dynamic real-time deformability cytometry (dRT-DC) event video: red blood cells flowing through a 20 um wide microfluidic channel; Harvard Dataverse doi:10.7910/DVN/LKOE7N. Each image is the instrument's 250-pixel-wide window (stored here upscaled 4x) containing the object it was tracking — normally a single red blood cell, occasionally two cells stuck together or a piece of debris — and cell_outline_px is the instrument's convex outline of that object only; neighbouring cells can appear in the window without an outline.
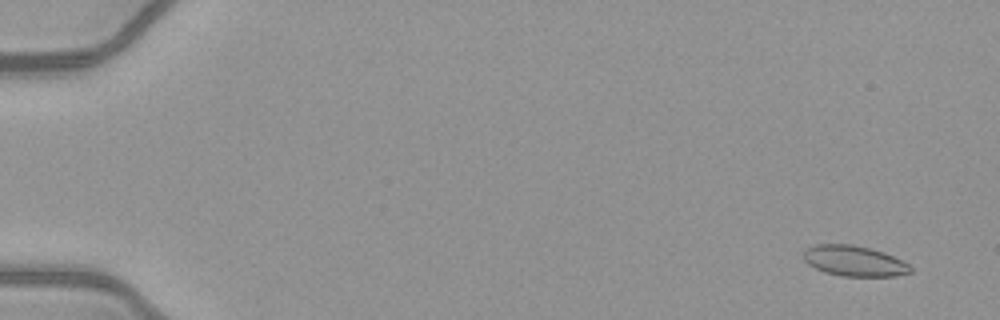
{"species": "common noctule bat (a hibernating species)", "species_latin": "Nyctalus noctula", "temperature_condition": "warm", "stored_images_in_passage": 53, "camera_frame_rate_fps": 3000, "um_per_image_px": 0.085, "animal": {"sex": "female", "body_mass_g": 21.9}, "frame": {"image": 1, "passage_image": 4, "time_ms": 1.0, "image_size_px": [1000, 320], "cell_outline_px": [[912, 272], [896, 276], [840, 276], [824, 272], [808, 264], [804, 260], [804, 248], [812, 244], [852, 244], [884, 252], [908, 264], [912, 268]], "centroid_in_image_um": [72.57, 22.17], "position_along_channel_um": 12.4, "area_um2": 19.07}}
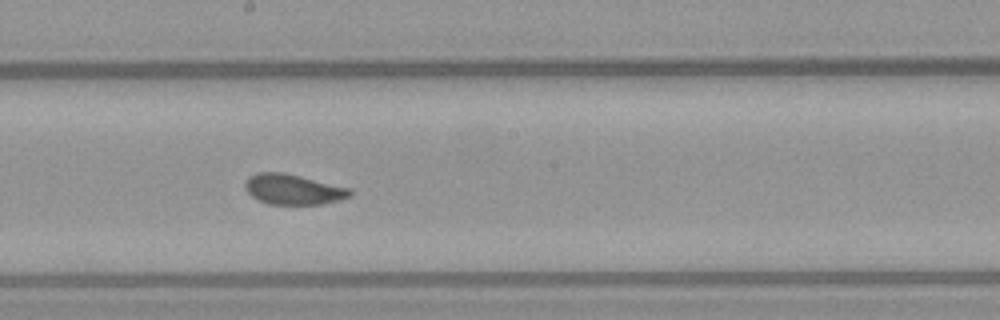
{"frame": {"image": 2, "passage_image": 31, "time_ms": 10.0, "image_size_px": [1000, 320], "cell_outline_px": [[352, 196], [320, 204], [268, 204], [252, 196], [244, 188], [244, 184], [248, 176], [256, 172], [284, 172], [348, 188], [352, 192]], "centroid_in_image_um": [24.86, 16.08], "position_along_channel_um": 223.3, "area_um2": 18.32}}
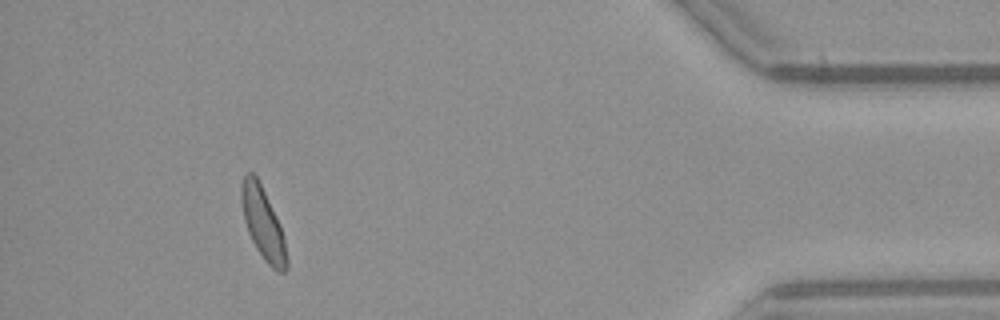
{"frame": {"image": 3, "passage_image": 49, "time_ms": 16.0, "image_size_px": [1000, 320], "cell_outline_px": [[288, 268], [284, 272], [280, 272], [272, 268], [264, 260], [256, 248], [248, 232], [244, 220], [240, 200], [240, 188], [244, 176], [248, 172], [252, 172], [256, 176], [280, 224], [284, 240], [288, 260]], "centroid_in_image_um": [22.34, 19.01], "position_along_channel_um": 412.9, "area_um2": 18.79}, "authors_computed_cell_mechanics": {"area_um2": 18.9006, "velocity_mm_per_s": 4.0704, "shape_relaxation_time_tau1_ms": 4.9322, "shape_relaxation_time_tau2_ms": 1.5656, "deformation_change_tau1": 0.1134, "deformation_change_tau2": 0.0644}}